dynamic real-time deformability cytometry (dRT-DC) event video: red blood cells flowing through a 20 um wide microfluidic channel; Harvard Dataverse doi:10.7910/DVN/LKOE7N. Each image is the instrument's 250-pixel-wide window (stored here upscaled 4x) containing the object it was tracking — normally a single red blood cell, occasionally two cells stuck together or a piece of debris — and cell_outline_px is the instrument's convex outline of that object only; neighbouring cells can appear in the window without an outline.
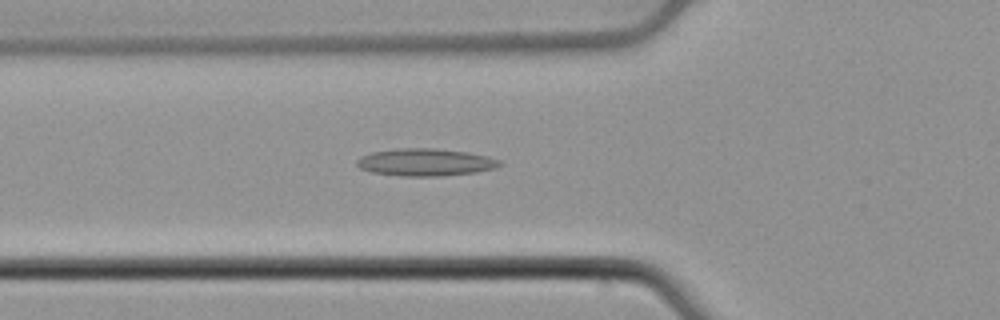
{"species": "common noctule bat (a hibernating species)", "species_latin": "Nyctalus noctula", "temperature_condition": "cold", "stored_images_in_passage": 51, "camera_frame_rate_fps": 3000, "um_per_image_px": 0.085, "animal": {"sex": "male", "body_mass_g": 21.5, "forearm_length_mm": 52.0}, "frame": {"image": 1, "passage_image": 17, "time_ms": 5.333, "image_size_px": [1000, 320], "cell_outline_px": [[504, 164], [492, 168], [476, 172], [440, 176], [404, 176], [372, 172], [360, 168], [356, 164], [356, 160], [360, 156], [372, 152], [396, 148], [436, 148], [468, 152], [488, 156], [500, 160]], "centroid_in_image_um": [36.15, 13.78], "position_along_channel_um": 89.6, "area_um2": 22.83}}
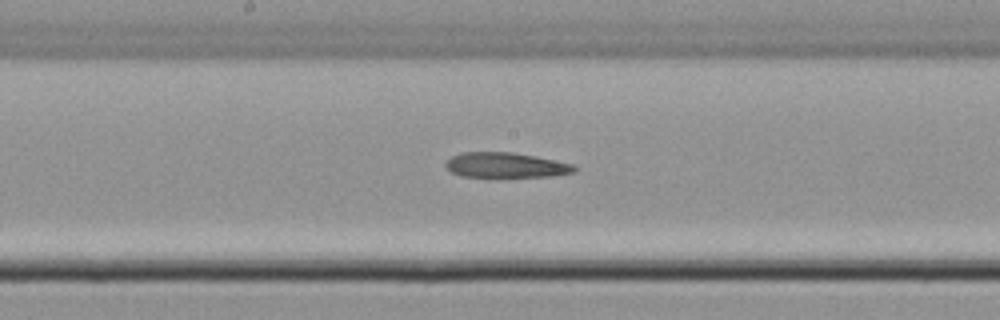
{"frame": {"image": 2, "passage_image": 26, "time_ms": 8.333, "image_size_px": [1000, 320], "cell_outline_px": [[576, 172], [552, 176], [460, 176], [452, 172], [444, 164], [452, 156], [460, 152], [512, 152], [536, 156], [572, 164], [576, 168]], "centroid_in_image_um": [42.99, 14.02], "position_along_channel_um": 205.2, "area_um2": 18.55}}
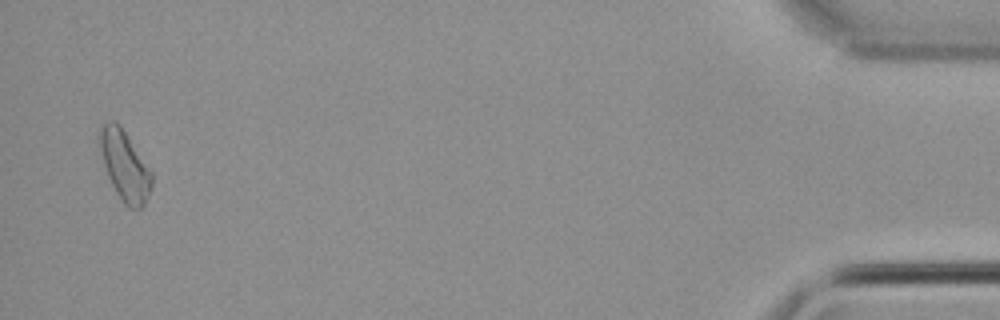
{"frame": {"image": 3, "passage_image": 50, "time_ms": 16.333, "image_size_px": [1000, 320], "cell_outline_px": [[152, 188], [144, 204], [140, 208], [128, 208], [124, 204], [116, 192], [108, 176], [100, 152], [96, 136], [104, 120], [112, 120], [120, 124], [152, 172]], "centroid_in_image_um": [10.57, 14.03], "position_along_channel_um": 424.6, "area_um2": 21.39}}